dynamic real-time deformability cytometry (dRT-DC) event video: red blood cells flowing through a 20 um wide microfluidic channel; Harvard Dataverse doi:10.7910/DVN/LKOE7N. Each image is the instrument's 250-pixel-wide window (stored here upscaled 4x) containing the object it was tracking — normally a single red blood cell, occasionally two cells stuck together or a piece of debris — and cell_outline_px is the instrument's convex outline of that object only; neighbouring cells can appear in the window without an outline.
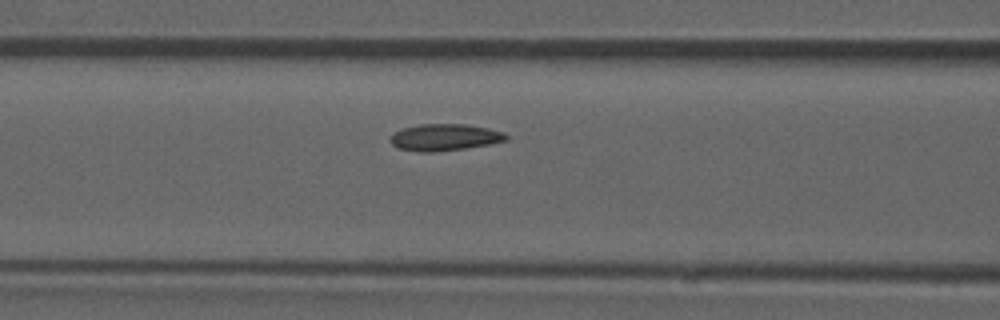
{"species": "common noctule bat (a hibernating species)", "species_latin": "Nyctalus noctula", "temperature_condition": "room temperature", "stored_images_in_passage": 20, "camera_frame_rate_fps": 3000, "um_per_image_px": 0.085, "animal": {"sex": "male", "forearm_length_mm": 52.5}, "frame": {"image": 1, "passage_image": 15, "time_ms": 4.667, "image_size_px": [1000, 320], "cell_outline_px": [[508, 140], [488, 144], [464, 148], [432, 152], [420, 152], [396, 148], [388, 140], [392, 132], [404, 128], [420, 124], [464, 124], [488, 128], [504, 132], [508, 136]], "centroid_in_image_um": [37.75, 11.67], "position_along_channel_um": 128.9, "area_um2": 18.09}}